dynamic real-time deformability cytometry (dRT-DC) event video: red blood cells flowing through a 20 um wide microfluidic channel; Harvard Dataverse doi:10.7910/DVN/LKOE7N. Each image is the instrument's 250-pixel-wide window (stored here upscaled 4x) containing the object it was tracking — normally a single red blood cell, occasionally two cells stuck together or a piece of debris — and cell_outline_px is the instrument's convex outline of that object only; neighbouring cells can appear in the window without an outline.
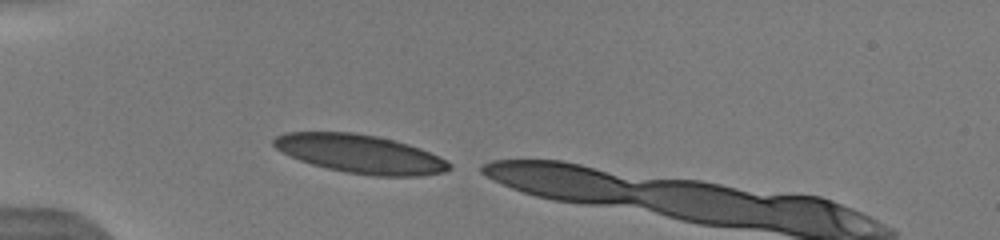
{"species": "human", "species_latin": "Homo sapiens", "temperature_condition": "warm", "stored_images_in_passage": 3, "camera_frame_rate_fps": 3000, "um_per_image_px": 0.085, "donor": {"sex": "male"}, "frame": {"image": 1, "passage_image": 1, "time_ms": 0.0, "image_size_px": [1000, 240], "cell_outline_px": [[452, 168], [444, 172], [420, 176], [376, 176], [348, 172], [328, 168], [312, 164], [300, 160], [276, 148], [272, 144], [272, 140], [276, 136], [284, 132], [352, 132], [376, 136], [408, 144], [420, 148], [440, 156], [452, 164]], "centroid_in_image_um": [30.65, 13.08], "position_along_channel_um": 54.4, "area_um2": 39.19}}